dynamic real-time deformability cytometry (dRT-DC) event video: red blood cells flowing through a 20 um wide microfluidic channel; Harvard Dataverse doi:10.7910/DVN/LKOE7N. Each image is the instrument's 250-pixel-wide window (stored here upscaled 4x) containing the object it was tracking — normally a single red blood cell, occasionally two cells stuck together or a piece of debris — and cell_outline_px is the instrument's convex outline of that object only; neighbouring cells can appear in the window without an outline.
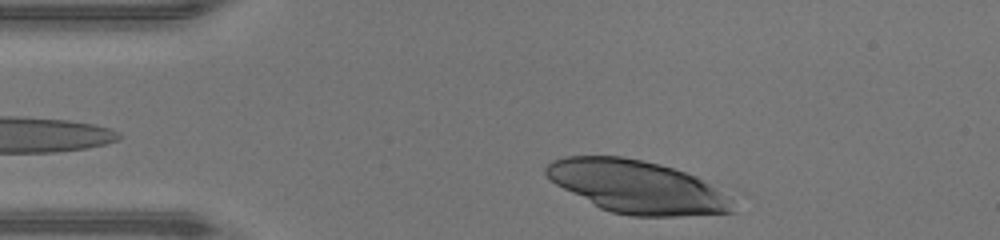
{"species": "human", "species_latin": "Homo sapiens", "temperature_condition": "warm", "stored_images_in_passage": 12, "camera_frame_rate_fps": 3000, "um_per_image_px": 0.085, "donor": {"sex": "male"}, "frame": {"image": 1, "passage_image": 1, "time_ms": 0.0, "image_size_px": [1000, 240], "cell_outline_px": [[736, 212], [680, 216], [632, 216], [612, 212], [600, 208], [556, 184], [544, 172], [544, 168], [552, 160], [564, 156], [624, 156], [660, 164], [696, 176], [728, 196], [732, 200]], "centroid_in_image_um": [54.14, 15.88], "position_along_channel_um": 30.9, "area_um2": 57.05}}